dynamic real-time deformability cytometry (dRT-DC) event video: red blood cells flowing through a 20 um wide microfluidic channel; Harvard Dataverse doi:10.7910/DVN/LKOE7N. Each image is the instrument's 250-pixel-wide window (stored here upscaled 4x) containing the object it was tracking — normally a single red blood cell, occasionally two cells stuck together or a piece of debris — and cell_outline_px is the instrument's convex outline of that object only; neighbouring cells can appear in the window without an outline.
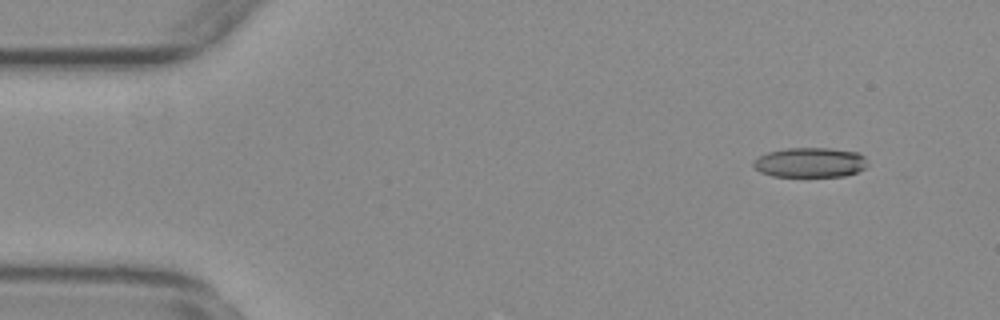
{"species": "common noctule bat (a hibernating species)", "species_latin": "Nyctalus noctula", "temperature_condition": "warm", "stored_images_in_passage": 55, "camera_frame_rate_fps": 3000, "um_per_image_px": 0.085, "animal": {"sex": "female", "body_mass_g": 29.2, "forearm_length_mm": 56.3}, "frame": {"image": 1, "passage_image": 5, "time_ms": 1.333, "image_size_px": [1000, 320], "cell_outline_px": [[868, 164], [864, 168], [856, 172], [844, 176], [772, 176], [760, 172], [752, 164], [760, 156], [768, 152], [788, 148], [828, 148], [860, 152], [864, 156]], "centroid_in_image_um": [68.89, 13.8], "position_along_channel_um": 16.1, "area_um2": 19.71}}
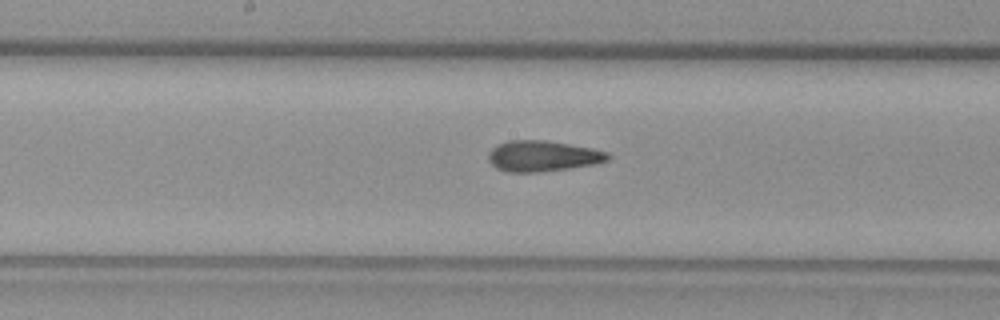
{"frame": {"image": 2, "passage_image": 28, "time_ms": 9.0, "image_size_px": [1000, 320], "cell_outline_px": [[612, 156], [608, 160], [592, 164], [572, 168], [540, 172], [504, 172], [496, 168], [488, 160], [488, 152], [492, 148], [508, 140], [544, 140], [592, 148], [608, 152]], "centroid_in_image_um": [46.11, 13.27], "position_along_channel_um": 202.1, "area_um2": 21.5}}
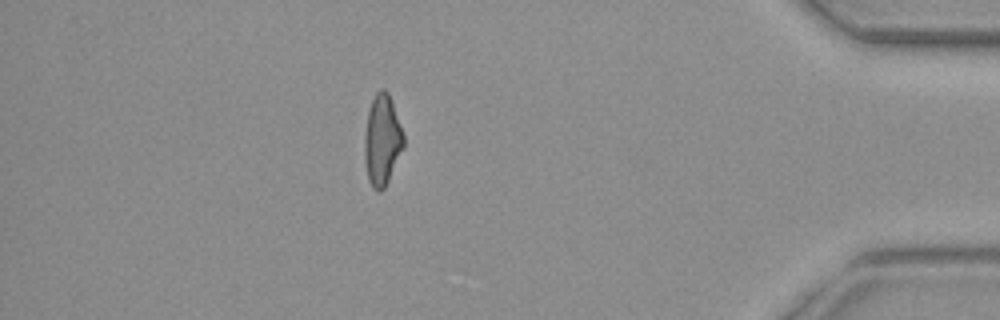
{"frame": {"image": 3, "passage_image": 48, "time_ms": 15.667, "image_size_px": [1000, 320], "cell_outline_px": [[404, 148], [384, 188], [380, 192], [376, 192], [372, 188], [368, 180], [364, 160], [364, 136], [368, 112], [372, 100], [376, 92], [380, 88], [384, 88], [388, 92], [404, 136]], "centroid_in_image_um": [32.47, 11.94], "position_along_channel_um": 402.7, "area_um2": 20.69}, "authors_computed_cell_mechanics": {"area_um2": 20.8658, "velocity_mm_per_s": 3.7452, "shape_relaxation_time_tau1_ms": null, "shape_relaxation_time_tau2_ms": 3.5308, "deformation_change_tau1": null, "deformation_change_tau2": 0.1315}}